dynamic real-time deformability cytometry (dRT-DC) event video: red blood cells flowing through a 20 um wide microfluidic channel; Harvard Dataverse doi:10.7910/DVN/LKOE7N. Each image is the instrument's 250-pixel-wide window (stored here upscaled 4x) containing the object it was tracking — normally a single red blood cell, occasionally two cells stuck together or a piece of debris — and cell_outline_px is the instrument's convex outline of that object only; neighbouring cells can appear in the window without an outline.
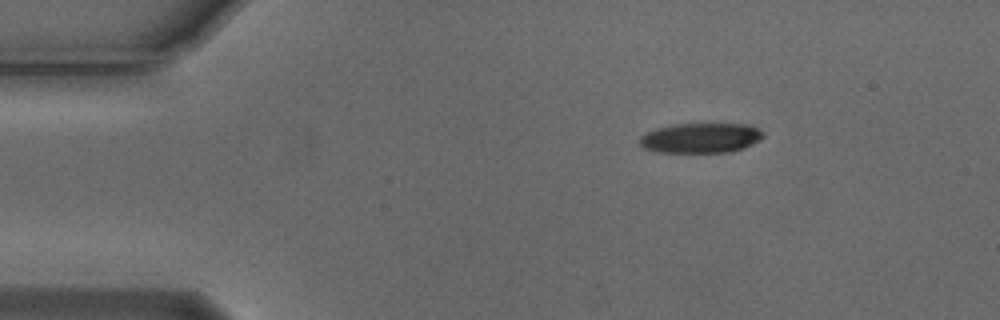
{"species": "Egyptian fruit bat (a non-hibernating species)", "species_latin": "Rousettus aegyptiacus", "temperature_condition": "cold", "stored_images_in_passage": 2, "camera_frame_rate_fps": 3000, "um_per_image_px": 0.085, "animal": {"sex": "male"}, "frame": {"image": 1, "passage_image": 1, "time_ms": 0.0, "image_size_px": [1000, 320], "cell_outline_px": [[764, 136], [760, 140], [744, 148], [732, 152], [656, 152], [644, 148], [640, 144], [640, 136], [656, 128], [672, 124], [748, 124], [760, 128], [764, 132]], "centroid_in_image_um": [59.6, 11.72], "position_along_channel_um": 25.4, "area_um2": 21.73}}